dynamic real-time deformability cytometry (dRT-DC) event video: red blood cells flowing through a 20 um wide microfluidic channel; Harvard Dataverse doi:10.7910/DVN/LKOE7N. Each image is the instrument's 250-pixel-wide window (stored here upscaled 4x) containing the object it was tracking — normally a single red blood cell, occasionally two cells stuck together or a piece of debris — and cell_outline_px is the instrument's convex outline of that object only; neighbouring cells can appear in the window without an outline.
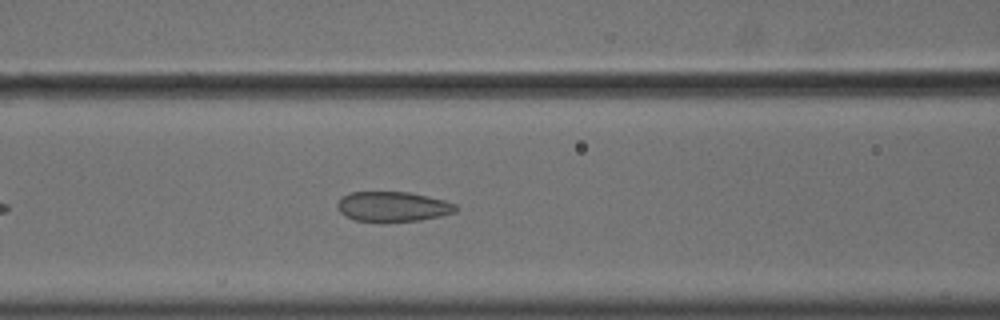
{"species": "common noctule bat (a hibernating species)", "species_latin": "Nyctalus noctula", "temperature_condition": "cold", "stored_images_in_passage": 43, "camera_frame_rate_fps": 3000, "um_per_image_px": 0.085, "animal": {"sex": "male", "body_mass_g": 18.8}, "frame": {"image": 1, "passage_image": 11, "time_ms": 3.333, "image_size_px": [1000, 320], "cell_outline_px": [[456, 212], [440, 216], [420, 220], [384, 224], [380, 224], [356, 220], [344, 216], [336, 208], [336, 204], [344, 196], [352, 192], [408, 192], [428, 196], [444, 200], [456, 204]], "centroid_in_image_um": [33.36, 17.6], "position_along_channel_um": 133.2, "area_um2": 21.21}}
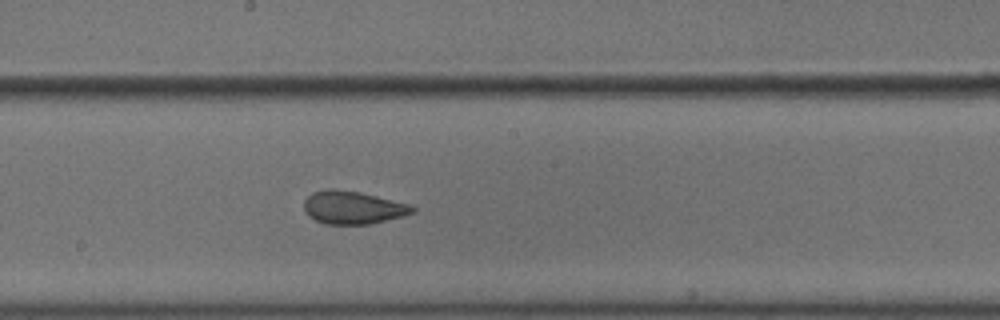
{"frame": {"image": 2, "passage_image": 18, "time_ms": 5.667, "image_size_px": [1000, 320], "cell_outline_px": [[416, 212], [404, 216], [372, 224], [324, 224], [308, 216], [304, 212], [304, 200], [312, 192], [324, 188], [332, 188], [360, 192], [408, 204], [416, 208]], "centroid_in_image_um": [29.97, 17.64], "position_along_channel_um": 218.2, "area_um2": 21.04}}
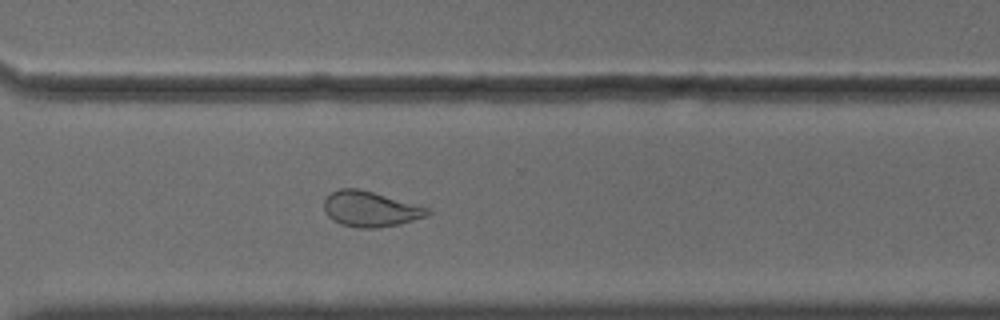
{"frame": {"image": 3, "passage_image": 28, "time_ms": 9.0, "image_size_px": [1000, 320], "cell_outline_px": [[432, 212], [428, 216], [400, 224], [380, 228], [356, 228], [340, 224], [332, 220], [328, 216], [324, 208], [324, 200], [332, 192], [340, 188], [360, 188], [428, 208]], "centroid_in_image_um": [31.47, 17.78], "position_along_channel_um": 339.1, "area_um2": 21.44}}